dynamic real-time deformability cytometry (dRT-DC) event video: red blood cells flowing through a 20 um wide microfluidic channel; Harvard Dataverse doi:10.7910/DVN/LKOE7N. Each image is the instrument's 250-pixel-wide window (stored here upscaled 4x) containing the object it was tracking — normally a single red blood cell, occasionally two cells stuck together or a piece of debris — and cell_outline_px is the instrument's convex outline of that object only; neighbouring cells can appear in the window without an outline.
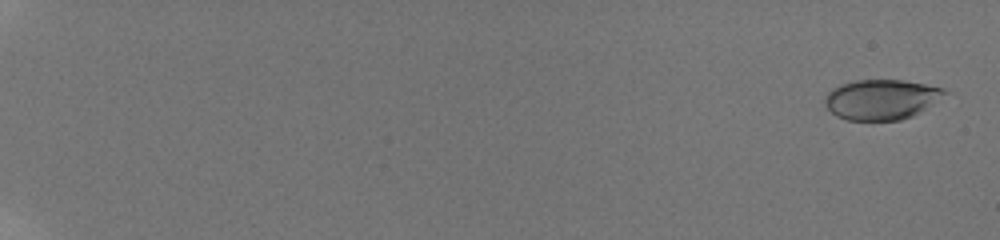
{"species": "human", "species_latin": "Homo sapiens", "temperature_condition": "room temperature", "stored_images_in_passage": 59, "camera_frame_rate_fps": 3000, "um_per_image_px": 0.085, "donor": {"sex": "male"}, "frame": {"image": 1, "passage_image": 3, "time_ms": 0.667, "image_size_px": [1000, 240], "cell_outline_px": [[948, 92], [912, 116], [900, 120], [848, 120], [836, 116], [824, 104], [824, 100], [828, 92], [832, 88], [840, 84], [856, 80], [904, 80], [924, 84], [940, 88]], "centroid_in_image_um": [74.84, 8.45], "position_along_channel_um": 10.2, "area_um2": 27.57}}
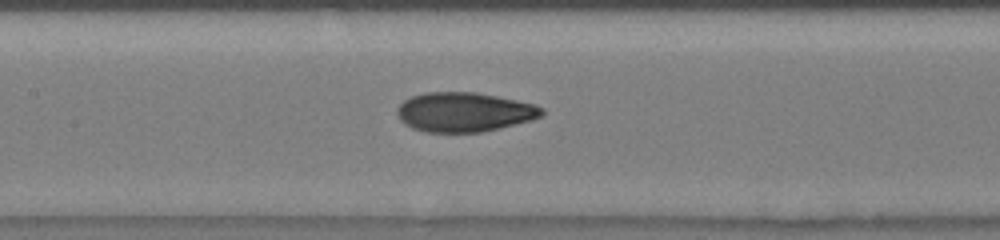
{"frame": {"image": 2, "passage_image": 34, "time_ms": 11.0, "image_size_px": [1000, 240], "cell_outline_px": [[544, 112], [540, 116], [532, 120], [500, 128], [480, 132], [424, 132], [412, 128], [404, 124], [400, 120], [396, 112], [396, 108], [404, 100], [412, 96], [424, 92], [476, 92], [536, 104], [544, 108]], "centroid_in_image_um": [39.44, 9.52], "position_along_channel_um": 168.0, "area_um2": 33.41}}
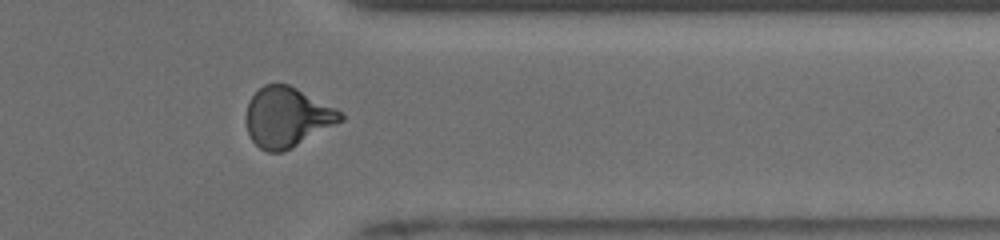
{"frame": {"image": 3, "passage_image": 51, "time_ms": 16.667, "image_size_px": [1000, 240], "cell_outline_px": [[344, 120], [292, 148], [284, 152], [268, 152], [260, 148], [252, 140], [248, 132], [244, 120], [244, 116], [248, 100], [264, 84], [288, 84], [336, 108], [344, 116]], "centroid_in_image_um": [24.37, 9.97], "position_along_channel_um": 387.0, "area_um2": 33.06}, "authors_computed_cell_mechanics": {"area_um2": 31.8478, "velocity_mm_per_s": 3.9006, "shape_relaxation_time_tau1_ms": 5.2479, "shape_relaxation_time_tau2_ms": 1.1709, "deformation_change_tau1": 0.1905, "deformation_change_tau2": 0.0672}}